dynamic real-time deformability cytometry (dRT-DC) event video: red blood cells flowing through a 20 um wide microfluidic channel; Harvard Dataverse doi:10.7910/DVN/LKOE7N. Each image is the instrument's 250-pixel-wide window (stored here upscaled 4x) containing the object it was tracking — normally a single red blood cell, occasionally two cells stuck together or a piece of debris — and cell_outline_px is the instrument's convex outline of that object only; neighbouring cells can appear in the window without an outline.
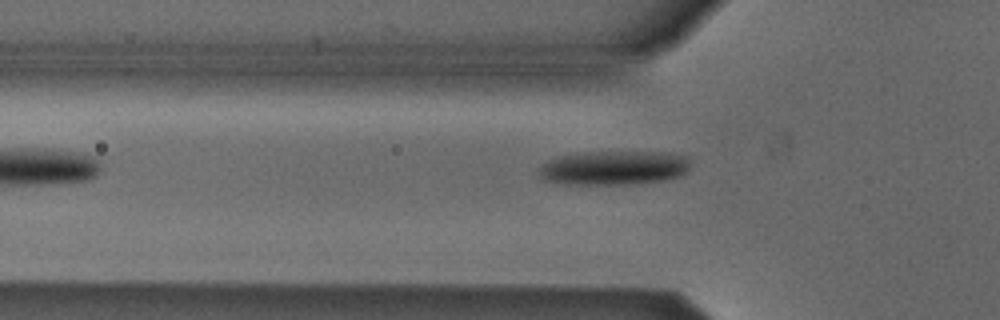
{"species": "Egyptian fruit bat (a non-hibernating species)", "species_latin": "Rousettus aegyptiacus", "temperature_condition": "cold", "stored_images_in_passage": 2, "camera_frame_rate_fps": 3000, "um_per_image_px": 0.085, "animal": {"sex": "male"}, "frame": {"image": 1, "passage_image": 2, "time_ms": 0.333, "image_size_px": [1000, 320], "cell_outline_px": [[688, 168], [680, 176], [660, 180], [636, 184], [564, 184], [544, 180], [540, 176], [540, 168], [548, 160], [556, 156], [584, 152], [668, 152], [688, 156]], "centroid_in_image_um": [52.16, 14.26], "position_along_channel_um": 73.6, "area_um2": 30.11}}